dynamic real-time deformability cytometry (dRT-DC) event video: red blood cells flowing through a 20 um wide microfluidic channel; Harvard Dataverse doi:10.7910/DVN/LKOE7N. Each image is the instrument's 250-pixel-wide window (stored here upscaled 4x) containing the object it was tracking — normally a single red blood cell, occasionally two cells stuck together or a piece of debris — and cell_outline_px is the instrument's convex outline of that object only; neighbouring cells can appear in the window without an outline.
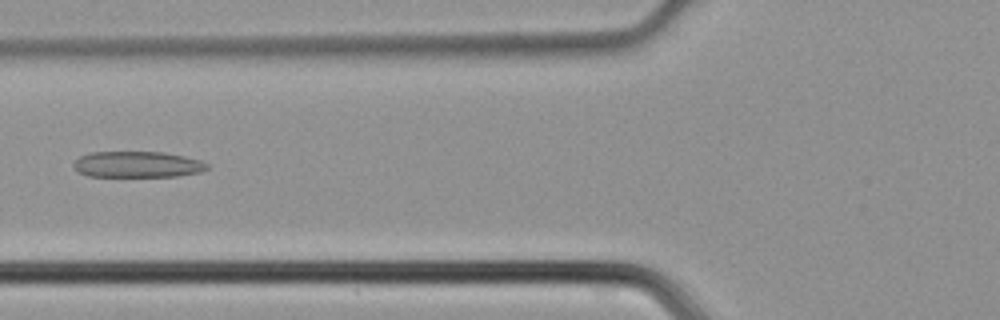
{"species": "common noctule bat (a hibernating species)", "species_latin": "Nyctalus noctula", "temperature_condition": "cold", "stored_images_in_passage": 39, "camera_frame_rate_fps": 3000, "um_per_image_px": 0.085, "animal": {"sex": "male", "body_mass_g": 21.5, "forearm_length_mm": 52.0}, "frame": {"image": 1, "passage_image": 10, "time_ms": 3.0, "image_size_px": [1000, 320], "cell_outline_px": [[208, 168], [200, 172], [176, 176], [88, 176], [80, 172], [72, 164], [80, 156], [92, 152], [164, 152], [184, 156], [200, 160], [208, 164]], "centroid_in_image_um": [11.69, 13.97], "position_along_channel_um": 114.1, "area_um2": 20.11}}
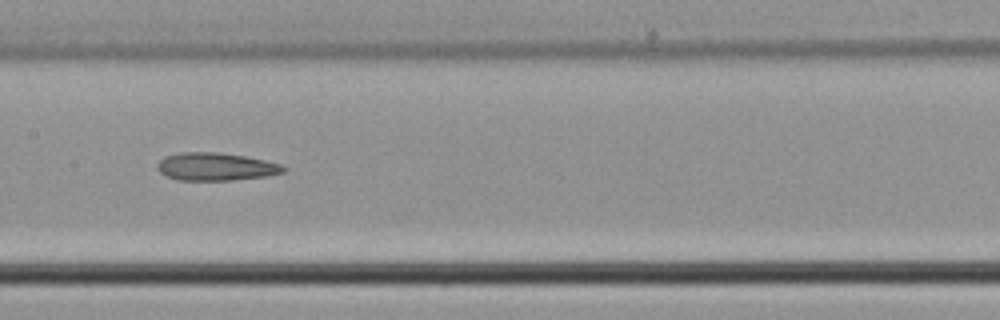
{"frame": {"image": 2, "passage_image": 15, "time_ms": 4.667, "image_size_px": [1000, 320], "cell_outline_px": [[288, 168], [284, 172], [268, 176], [232, 180], [176, 180], [160, 172], [156, 168], [156, 164], [164, 156], [180, 152], [220, 152], [244, 156], [264, 160], [280, 164]], "centroid_in_image_um": [18.33, 14.16], "position_along_channel_um": 189.1, "area_um2": 20.58}}
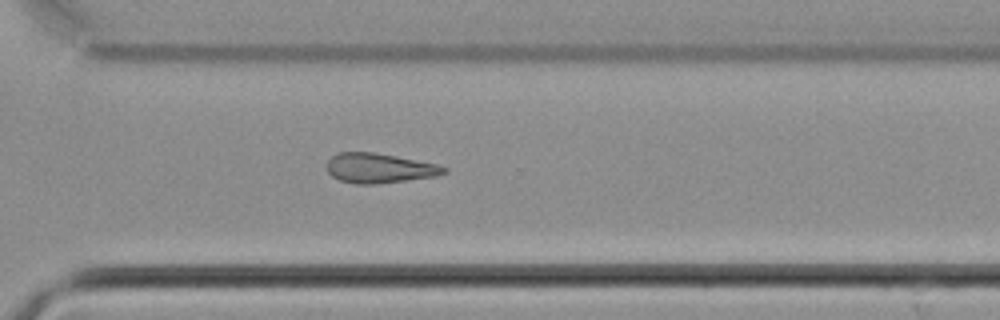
{"frame": {"image": 3, "passage_image": 25, "time_ms": 8.0, "image_size_px": [1000, 320], "cell_outline_px": [[448, 172], [436, 176], [376, 184], [356, 184], [340, 180], [332, 176], [328, 172], [328, 160], [332, 156], [340, 152], [376, 152], [436, 164], [448, 168]], "centroid_in_image_um": [32.25, 14.29], "position_along_channel_um": 338.4, "area_um2": 20.17}}